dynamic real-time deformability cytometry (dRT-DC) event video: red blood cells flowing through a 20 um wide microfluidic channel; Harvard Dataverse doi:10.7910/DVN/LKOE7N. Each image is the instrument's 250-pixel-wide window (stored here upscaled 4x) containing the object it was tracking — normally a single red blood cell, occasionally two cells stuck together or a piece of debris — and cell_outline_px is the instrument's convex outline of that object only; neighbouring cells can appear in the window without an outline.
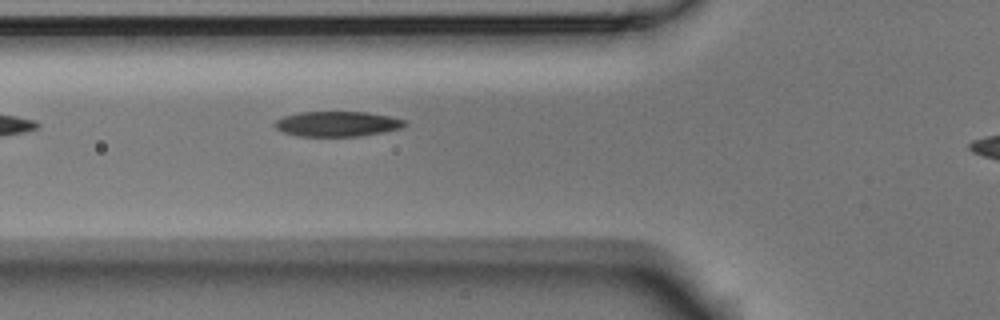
{"species": "Egyptian fruit bat (a non-hibernating species)", "species_latin": "Rousettus aegyptiacus", "temperature_condition": "room temperature", "stored_images_in_passage": 3, "segment_of_instrument_passage": [1, 2], "camera_frame_rate_fps": 3000, "um_per_image_px": 0.085, "animal": {"sex": "male"}, "frame": {"image": 1, "passage_image": 2, "time_ms": 0.333, "image_size_px": [1000, 320], "cell_outline_px": [[408, 124], [404, 128], [360, 136], [296, 136], [284, 132], [276, 128], [272, 124], [276, 120], [284, 116], [300, 112], [368, 112], [388, 116], [404, 120]], "centroid_in_image_um": [28.67, 10.53], "position_along_channel_um": 97.1, "area_um2": 19.07}}